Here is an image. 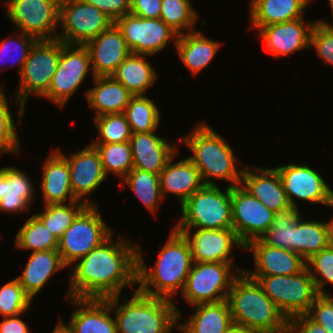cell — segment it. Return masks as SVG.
I'll return each mask as SVG.
<instances>
[{
	"mask_svg": "<svg viewBox=\"0 0 333 333\" xmlns=\"http://www.w3.org/2000/svg\"><path fill=\"white\" fill-rule=\"evenodd\" d=\"M99 137L92 143H124L130 141L132 132L124 113L94 117Z\"/></svg>",
	"mask_w": 333,
	"mask_h": 333,
	"instance_id": "obj_42",
	"label": "cell"
},
{
	"mask_svg": "<svg viewBox=\"0 0 333 333\" xmlns=\"http://www.w3.org/2000/svg\"><path fill=\"white\" fill-rule=\"evenodd\" d=\"M87 3L98 8L113 22L118 18L130 13L131 0H85Z\"/></svg>",
	"mask_w": 333,
	"mask_h": 333,
	"instance_id": "obj_49",
	"label": "cell"
},
{
	"mask_svg": "<svg viewBox=\"0 0 333 333\" xmlns=\"http://www.w3.org/2000/svg\"><path fill=\"white\" fill-rule=\"evenodd\" d=\"M229 333H266L258 328H252L241 325H233Z\"/></svg>",
	"mask_w": 333,
	"mask_h": 333,
	"instance_id": "obj_53",
	"label": "cell"
},
{
	"mask_svg": "<svg viewBox=\"0 0 333 333\" xmlns=\"http://www.w3.org/2000/svg\"><path fill=\"white\" fill-rule=\"evenodd\" d=\"M92 70L90 54L85 45L65 44L61 41V55L48 92L42 97L59 107L76 92Z\"/></svg>",
	"mask_w": 333,
	"mask_h": 333,
	"instance_id": "obj_13",
	"label": "cell"
},
{
	"mask_svg": "<svg viewBox=\"0 0 333 333\" xmlns=\"http://www.w3.org/2000/svg\"><path fill=\"white\" fill-rule=\"evenodd\" d=\"M253 251L255 271L244 269L247 276L295 275L306 268V261L297 253L265 245L260 239L244 246Z\"/></svg>",
	"mask_w": 333,
	"mask_h": 333,
	"instance_id": "obj_22",
	"label": "cell"
},
{
	"mask_svg": "<svg viewBox=\"0 0 333 333\" xmlns=\"http://www.w3.org/2000/svg\"><path fill=\"white\" fill-rule=\"evenodd\" d=\"M114 22L85 0H61L57 39L65 44L85 45Z\"/></svg>",
	"mask_w": 333,
	"mask_h": 333,
	"instance_id": "obj_11",
	"label": "cell"
},
{
	"mask_svg": "<svg viewBox=\"0 0 333 333\" xmlns=\"http://www.w3.org/2000/svg\"><path fill=\"white\" fill-rule=\"evenodd\" d=\"M226 301L235 325L258 328L266 333L279 332L288 326L287 318L276 304L258 282L244 272L234 280Z\"/></svg>",
	"mask_w": 333,
	"mask_h": 333,
	"instance_id": "obj_4",
	"label": "cell"
},
{
	"mask_svg": "<svg viewBox=\"0 0 333 333\" xmlns=\"http://www.w3.org/2000/svg\"><path fill=\"white\" fill-rule=\"evenodd\" d=\"M69 300L77 307L67 325L73 333H117L115 319L111 317L110 298Z\"/></svg>",
	"mask_w": 333,
	"mask_h": 333,
	"instance_id": "obj_23",
	"label": "cell"
},
{
	"mask_svg": "<svg viewBox=\"0 0 333 333\" xmlns=\"http://www.w3.org/2000/svg\"><path fill=\"white\" fill-rule=\"evenodd\" d=\"M33 183L16 167L0 168V211L17 213L27 211L34 197Z\"/></svg>",
	"mask_w": 333,
	"mask_h": 333,
	"instance_id": "obj_26",
	"label": "cell"
},
{
	"mask_svg": "<svg viewBox=\"0 0 333 333\" xmlns=\"http://www.w3.org/2000/svg\"><path fill=\"white\" fill-rule=\"evenodd\" d=\"M309 47H314L323 62L333 66V27L315 22L310 34Z\"/></svg>",
	"mask_w": 333,
	"mask_h": 333,
	"instance_id": "obj_46",
	"label": "cell"
},
{
	"mask_svg": "<svg viewBox=\"0 0 333 333\" xmlns=\"http://www.w3.org/2000/svg\"><path fill=\"white\" fill-rule=\"evenodd\" d=\"M184 234L191 247L192 261L233 263L230 256L233 247L244 249L232 228L199 229L191 235V230H177Z\"/></svg>",
	"mask_w": 333,
	"mask_h": 333,
	"instance_id": "obj_17",
	"label": "cell"
},
{
	"mask_svg": "<svg viewBox=\"0 0 333 333\" xmlns=\"http://www.w3.org/2000/svg\"><path fill=\"white\" fill-rule=\"evenodd\" d=\"M231 265L225 262H193L181 296L191 307L226 300L234 280L244 270ZM232 267L235 268L233 271Z\"/></svg>",
	"mask_w": 333,
	"mask_h": 333,
	"instance_id": "obj_9",
	"label": "cell"
},
{
	"mask_svg": "<svg viewBox=\"0 0 333 333\" xmlns=\"http://www.w3.org/2000/svg\"><path fill=\"white\" fill-rule=\"evenodd\" d=\"M130 145L133 168L160 174L168 160L178 151L176 146L152 132L132 133Z\"/></svg>",
	"mask_w": 333,
	"mask_h": 333,
	"instance_id": "obj_24",
	"label": "cell"
},
{
	"mask_svg": "<svg viewBox=\"0 0 333 333\" xmlns=\"http://www.w3.org/2000/svg\"><path fill=\"white\" fill-rule=\"evenodd\" d=\"M311 0H250L251 26L255 30L303 17Z\"/></svg>",
	"mask_w": 333,
	"mask_h": 333,
	"instance_id": "obj_31",
	"label": "cell"
},
{
	"mask_svg": "<svg viewBox=\"0 0 333 333\" xmlns=\"http://www.w3.org/2000/svg\"><path fill=\"white\" fill-rule=\"evenodd\" d=\"M122 180L121 187L123 188V185L127 184L134 192V197H138L146 208L155 215L156 208L164 199L160 188L159 175L132 168Z\"/></svg>",
	"mask_w": 333,
	"mask_h": 333,
	"instance_id": "obj_35",
	"label": "cell"
},
{
	"mask_svg": "<svg viewBox=\"0 0 333 333\" xmlns=\"http://www.w3.org/2000/svg\"><path fill=\"white\" fill-rule=\"evenodd\" d=\"M19 317L20 315L4 317L0 322V333H31L27 324Z\"/></svg>",
	"mask_w": 333,
	"mask_h": 333,
	"instance_id": "obj_52",
	"label": "cell"
},
{
	"mask_svg": "<svg viewBox=\"0 0 333 333\" xmlns=\"http://www.w3.org/2000/svg\"><path fill=\"white\" fill-rule=\"evenodd\" d=\"M121 237L113 242L111 235L74 263L67 299H107L137 284L138 245Z\"/></svg>",
	"mask_w": 333,
	"mask_h": 333,
	"instance_id": "obj_1",
	"label": "cell"
},
{
	"mask_svg": "<svg viewBox=\"0 0 333 333\" xmlns=\"http://www.w3.org/2000/svg\"><path fill=\"white\" fill-rule=\"evenodd\" d=\"M61 55V40H38L32 47L21 73L20 87L14 92L19 101V121L23 119L28 97H43L51 85Z\"/></svg>",
	"mask_w": 333,
	"mask_h": 333,
	"instance_id": "obj_7",
	"label": "cell"
},
{
	"mask_svg": "<svg viewBox=\"0 0 333 333\" xmlns=\"http://www.w3.org/2000/svg\"><path fill=\"white\" fill-rule=\"evenodd\" d=\"M62 268L67 266L63 263L57 249L36 251L31 253L24 272L16 279L33 300L49 278Z\"/></svg>",
	"mask_w": 333,
	"mask_h": 333,
	"instance_id": "obj_29",
	"label": "cell"
},
{
	"mask_svg": "<svg viewBox=\"0 0 333 333\" xmlns=\"http://www.w3.org/2000/svg\"><path fill=\"white\" fill-rule=\"evenodd\" d=\"M240 185L274 213L285 212L292 208L281 177L275 168L245 165Z\"/></svg>",
	"mask_w": 333,
	"mask_h": 333,
	"instance_id": "obj_21",
	"label": "cell"
},
{
	"mask_svg": "<svg viewBox=\"0 0 333 333\" xmlns=\"http://www.w3.org/2000/svg\"><path fill=\"white\" fill-rule=\"evenodd\" d=\"M306 267L314 280L318 294L328 295L324 287L328 283L333 285V243H330L326 248L307 260ZM317 274H319L320 277Z\"/></svg>",
	"mask_w": 333,
	"mask_h": 333,
	"instance_id": "obj_44",
	"label": "cell"
},
{
	"mask_svg": "<svg viewBox=\"0 0 333 333\" xmlns=\"http://www.w3.org/2000/svg\"><path fill=\"white\" fill-rule=\"evenodd\" d=\"M119 297H110L117 333H170L179 323L181 312L170 299L147 296L137 289L127 303L119 305Z\"/></svg>",
	"mask_w": 333,
	"mask_h": 333,
	"instance_id": "obj_5",
	"label": "cell"
},
{
	"mask_svg": "<svg viewBox=\"0 0 333 333\" xmlns=\"http://www.w3.org/2000/svg\"><path fill=\"white\" fill-rule=\"evenodd\" d=\"M161 249L155 266L149 268L138 246L137 290L147 296L172 300L173 295L182 292L190 273L191 247L184 234L173 228Z\"/></svg>",
	"mask_w": 333,
	"mask_h": 333,
	"instance_id": "obj_2",
	"label": "cell"
},
{
	"mask_svg": "<svg viewBox=\"0 0 333 333\" xmlns=\"http://www.w3.org/2000/svg\"><path fill=\"white\" fill-rule=\"evenodd\" d=\"M90 54L92 76H111L131 54L121 30L113 23L85 44Z\"/></svg>",
	"mask_w": 333,
	"mask_h": 333,
	"instance_id": "obj_19",
	"label": "cell"
},
{
	"mask_svg": "<svg viewBox=\"0 0 333 333\" xmlns=\"http://www.w3.org/2000/svg\"><path fill=\"white\" fill-rule=\"evenodd\" d=\"M282 180L284 191L292 208H298L294 197L307 202L327 205L333 191L323 177L307 164L290 163L275 168Z\"/></svg>",
	"mask_w": 333,
	"mask_h": 333,
	"instance_id": "obj_16",
	"label": "cell"
},
{
	"mask_svg": "<svg viewBox=\"0 0 333 333\" xmlns=\"http://www.w3.org/2000/svg\"><path fill=\"white\" fill-rule=\"evenodd\" d=\"M2 88H0V153L1 155L5 153L18 154L21 146H19L20 141L14 125V116Z\"/></svg>",
	"mask_w": 333,
	"mask_h": 333,
	"instance_id": "obj_45",
	"label": "cell"
},
{
	"mask_svg": "<svg viewBox=\"0 0 333 333\" xmlns=\"http://www.w3.org/2000/svg\"><path fill=\"white\" fill-rule=\"evenodd\" d=\"M32 301L16 278L0 287V314L3 317L22 315Z\"/></svg>",
	"mask_w": 333,
	"mask_h": 333,
	"instance_id": "obj_43",
	"label": "cell"
},
{
	"mask_svg": "<svg viewBox=\"0 0 333 333\" xmlns=\"http://www.w3.org/2000/svg\"><path fill=\"white\" fill-rule=\"evenodd\" d=\"M198 13L189 0H162L160 19L168 25L178 36L194 31Z\"/></svg>",
	"mask_w": 333,
	"mask_h": 333,
	"instance_id": "obj_41",
	"label": "cell"
},
{
	"mask_svg": "<svg viewBox=\"0 0 333 333\" xmlns=\"http://www.w3.org/2000/svg\"><path fill=\"white\" fill-rule=\"evenodd\" d=\"M177 152L168 160L159 174L160 188L165 198L168 194L176 196L180 206L203 185L199 170L187 157L175 163Z\"/></svg>",
	"mask_w": 333,
	"mask_h": 333,
	"instance_id": "obj_25",
	"label": "cell"
},
{
	"mask_svg": "<svg viewBox=\"0 0 333 333\" xmlns=\"http://www.w3.org/2000/svg\"><path fill=\"white\" fill-rule=\"evenodd\" d=\"M41 192L47 204L77 201L72 193L67 160L54 150L42 166Z\"/></svg>",
	"mask_w": 333,
	"mask_h": 333,
	"instance_id": "obj_27",
	"label": "cell"
},
{
	"mask_svg": "<svg viewBox=\"0 0 333 333\" xmlns=\"http://www.w3.org/2000/svg\"><path fill=\"white\" fill-rule=\"evenodd\" d=\"M329 5H330V8H331V11H332V15H333V0H329ZM322 25H325V26H329V27H333V23L332 24H329L328 22H325L324 20H318L316 21Z\"/></svg>",
	"mask_w": 333,
	"mask_h": 333,
	"instance_id": "obj_56",
	"label": "cell"
},
{
	"mask_svg": "<svg viewBox=\"0 0 333 333\" xmlns=\"http://www.w3.org/2000/svg\"><path fill=\"white\" fill-rule=\"evenodd\" d=\"M15 239L18 249H32V252L58 249V239L36 214L31 215Z\"/></svg>",
	"mask_w": 333,
	"mask_h": 333,
	"instance_id": "obj_37",
	"label": "cell"
},
{
	"mask_svg": "<svg viewBox=\"0 0 333 333\" xmlns=\"http://www.w3.org/2000/svg\"><path fill=\"white\" fill-rule=\"evenodd\" d=\"M145 56L149 55L131 53L111 75L133 96L144 95L157 80V71Z\"/></svg>",
	"mask_w": 333,
	"mask_h": 333,
	"instance_id": "obj_33",
	"label": "cell"
},
{
	"mask_svg": "<svg viewBox=\"0 0 333 333\" xmlns=\"http://www.w3.org/2000/svg\"><path fill=\"white\" fill-rule=\"evenodd\" d=\"M162 0H131L130 13L141 18L160 19Z\"/></svg>",
	"mask_w": 333,
	"mask_h": 333,
	"instance_id": "obj_50",
	"label": "cell"
},
{
	"mask_svg": "<svg viewBox=\"0 0 333 333\" xmlns=\"http://www.w3.org/2000/svg\"><path fill=\"white\" fill-rule=\"evenodd\" d=\"M61 0H8L7 16L20 32L37 40L57 39Z\"/></svg>",
	"mask_w": 333,
	"mask_h": 333,
	"instance_id": "obj_12",
	"label": "cell"
},
{
	"mask_svg": "<svg viewBox=\"0 0 333 333\" xmlns=\"http://www.w3.org/2000/svg\"><path fill=\"white\" fill-rule=\"evenodd\" d=\"M196 311L189 320L179 323L183 333H229L234 325L226 300L193 305Z\"/></svg>",
	"mask_w": 333,
	"mask_h": 333,
	"instance_id": "obj_30",
	"label": "cell"
},
{
	"mask_svg": "<svg viewBox=\"0 0 333 333\" xmlns=\"http://www.w3.org/2000/svg\"><path fill=\"white\" fill-rule=\"evenodd\" d=\"M274 333H294V331L289 326H287L285 329Z\"/></svg>",
	"mask_w": 333,
	"mask_h": 333,
	"instance_id": "obj_57",
	"label": "cell"
},
{
	"mask_svg": "<svg viewBox=\"0 0 333 333\" xmlns=\"http://www.w3.org/2000/svg\"><path fill=\"white\" fill-rule=\"evenodd\" d=\"M97 207L87 205L58 240L57 250L67 267L113 235V230L103 222Z\"/></svg>",
	"mask_w": 333,
	"mask_h": 333,
	"instance_id": "obj_10",
	"label": "cell"
},
{
	"mask_svg": "<svg viewBox=\"0 0 333 333\" xmlns=\"http://www.w3.org/2000/svg\"><path fill=\"white\" fill-rule=\"evenodd\" d=\"M299 217V208L275 213L271 226L259 239L265 245L294 252V228Z\"/></svg>",
	"mask_w": 333,
	"mask_h": 333,
	"instance_id": "obj_38",
	"label": "cell"
},
{
	"mask_svg": "<svg viewBox=\"0 0 333 333\" xmlns=\"http://www.w3.org/2000/svg\"><path fill=\"white\" fill-rule=\"evenodd\" d=\"M288 326L294 333H327L321 325L315 323L306 314L289 319Z\"/></svg>",
	"mask_w": 333,
	"mask_h": 333,
	"instance_id": "obj_51",
	"label": "cell"
},
{
	"mask_svg": "<svg viewBox=\"0 0 333 333\" xmlns=\"http://www.w3.org/2000/svg\"><path fill=\"white\" fill-rule=\"evenodd\" d=\"M248 277L258 282L287 320L307 314L319 295L307 267L295 275Z\"/></svg>",
	"mask_w": 333,
	"mask_h": 333,
	"instance_id": "obj_8",
	"label": "cell"
},
{
	"mask_svg": "<svg viewBox=\"0 0 333 333\" xmlns=\"http://www.w3.org/2000/svg\"><path fill=\"white\" fill-rule=\"evenodd\" d=\"M68 203L69 205L66 203L47 204L43 213H36L58 240L73 223L76 216L87 206V204L78 200Z\"/></svg>",
	"mask_w": 333,
	"mask_h": 333,
	"instance_id": "obj_40",
	"label": "cell"
},
{
	"mask_svg": "<svg viewBox=\"0 0 333 333\" xmlns=\"http://www.w3.org/2000/svg\"><path fill=\"white\" fill-rule=\"evenodd\" d=\"M304 22V18L301 17L261 27L257 32L266 44V50L275 58L288 56L310 48V34L316 21H309L306 25Z\"/></svg>",
	"mask_w": 333,
	"mask_h": 333,
	"instance_id": "obj_20",
	"label": "cell"
},
{
	"mask_svg": "<svg viewBox=\"0 0 333 333\" xmlns=\"http://www.w3.org/2000/svg\"><path fill=\"white\" fill-rule=\"evenodd\" d=\"M95 86L86 91L88 105L96 111L95 117L105 114L124 113L133 96L112 76L92 77Z\"/></svg>",
	"mask_w": 333,
	"mask_h": 333,
	"instance_id": "obj_28",
	"label": "cell"
},
{
	"mask_svg": "<svg viewBox=\"0 0 333 333\" xmlns=\"http://www.w3.org/2000/svg\"><path fill=\"white\" fill-rule=\"evenodd\" d=\"M327 206L332 207L333 208V194L331 199L329 200ZM328 226H329V236H330V240L331 243H333V219L331 221L328 222Z\"/></svg>",
	"mask_w": 333,
	"mask_h": 333,
	"instance_id": "obj_55",
	"label": "cell"
},
{
	"mask_svg": "<svg viewBox=\"0 0 333 333\" xmlns=\"http://www.w3.org/2000/svg\"><path fill=\"white\" fill-rule=\"evenodd\" d=\"M301 217L294 228V252L307 261L326 248L331 240L328 221H303Z\"/></svg>",
	"mask_w": 333,
	"mask_h": 333,
	"instance_id": "obj_34",
	"label": "cell"
},
{
	"mask_svg": "<svg viewBox=\"0 0 333 333\" xmlns=\"http://www.w3.org/2000/svg\"><path fill=\"white\" fill-rule=\"evenodd\" d=\"M180 141L191 151L188 158L199 170L204 185H216L212 178L231 183V188L241 184L243 169H237L232 147L208 124L198 123Z\"/></svg>",
	"mask_w": 333,
	"mask_h": 333,
	"instance_id": "obj_3",
	"label": "cell"
},
{
	"mask_svg": "<svg viewBox=\"0 0 333 333\" xmlns=\"http://www.w3.org/2000/svg\"><path fill=\"white\" fill-rule=\"evenodd\" d=\"M20 33L21 34H19V36H17L18 39H16V38L14 39L13 37L9 39V37H7L6 39L2 40L0 43V62H2V63H3V61H1V59H3V57H5L6 53H9L12 50V48H14V47L16 48L15 50L18 52V57L16 59V62H13L12 65H15V63L19 64L18 65L19 74L21 73L23 65L25 64L27 58L29 57L32 47L38 41L37 39H35L34 37H32L30 35H26L23 32H20ZM14 41H15V43H12ZM9 49H10V51H9ZM13 54H10V57L7 56L6 58L14 59V56H11Z\"/></svg>",
	"mask_w": 333,
	"mask_h": 333,
	"instance_id": "obj_47",
	"label": "cell"
},
{
	"mask_svg": "<svg viewBox=\"0 0 333 333\" xmlns=\"http://www.w3.org/2000/svg\"><path fill=\"white\" fill-rule=\"evenodd\" d=\"M174 45L181 61L194 75L209 65L220 47L219 42L206 38L197 30L179 35Z\"/></svg>",
	"mask_w": 333,
	"mask_h": 333,
	"instance_id": "obj_32",
	"label": "cell"
},
{
	"mask_svg": "<svg viewBox=\"0 0 333 333\" xmlns=\"http://www.w3.org/2000/svg\"><path fill=\"white\" fill-rule=\"evenodd\" d=\"M57 151L67 160L74 198L87 205H96L95 202L82 199L94 193L107 177L99 152L91 144L79 152L71 153L70 157L61 153L59 149Z\"/></svg>",
	"mask_w": 333,
	"mask_h": 333,
	"instance_id": "obj_18",
	"label": "cell"
},
{
	"mask_svg": "<svg viewBox=\"0 0 333 333\" xmlns=\"http://www.w3.org/2000/svg\"><path fill=\"white\" fill-rule=\"evenodd\" d=\"M124 115L132 133L156 131L160 123V110L147 96H132Z\"/></svg>",
	"mask_w": 333,
	"mask_h": 333,
	"instance_id": "obj_36",
	"label": "cell"
},
{
	"mask_svg": "<svg viewBox=\"0 0 333 333\" xmlns=\"http://www.w3.org/2000/svg\"><path fill=\"white\" fill-rule=\"evenodd\" d=\"M99 152L105 175L112 173L122 179L133 168L130 142L91 143Z\"/></svg>",
	"mask_w": 333,
	"mask_h": 333,
	"instance_id": "obj_39",
	"label": "cell"
},
{
	"mask_svg": "<svg viewBox=\"0 0 333 333\" xmlns=\"http://www.w3.org/2000/svg\"><path fill=\"white\" fill-rule=\"evenodd\" d=\"M232 229L245 246L259 239L271 226L274 212L241 185L231 188Z\"/></svg>",
	"mask_w": 333,
	"mask_h": 333,
	"instance_id": "obj_14",
	"label": "cell"
},
{
	"mask_svg": "<svg viewBox=\"0 0 333 333\" xmlns=\"http://www.w3.org/2000/svg\"><path fill=\"white\" fill-rule=\"evenodd\" d=\"M52 333H73L72 330L59 319L58 324L55 326V329Z\"/></svg>",
	"mask_w": 333,
	"mask_h": 333,
	"instance_id": "obj_54",
	"label": "cell"
},
{
	"mask_svg": "<svg viewBox=\"0 0 333 333\" xmlns=\"http://www.w3.org/2000/svg\"><path fill=\"white\" fill-rule=\"evenodd\" d=\"M306 315L327 333H333V297L329 294L318 295Z\"/></svg>",
	"mask_w": 333,
	"mask_h": 333,
	"instance_id": "obj_48",
	"label": "cell"
},
{
	"mask_svg": "<svg viewBox=\"0 0 333 333\" xmlns=\"http://www.w3.org/2000/svg\"><path fill=\"white\" fill-rule=\"evenodd\" d=\"M121 30L132 54L155 55L178 35L161 19L141 18L131 13L114 22Z\"/></svg>",
	"mask_w": 333,
	"mask_h": 333,
	"instance_id": "obj_15",
	"label": "cell"
},
{
	"mask_svg": "<svg viewBox=\"0 0 333 333\" xmlns=\"http://www.w3.org/2000/svg\"><path fill=\"white\" fill-rule=\"evenodd\" d=\"M176 230L232 228L231 187L225 192L217 185H203L182 205Z\"/></svg>",
	"mask_w": 333,
	"mask_h": 333,
	"instance_id": "obj_6",
	"label": "cell"
}]
</instances>
